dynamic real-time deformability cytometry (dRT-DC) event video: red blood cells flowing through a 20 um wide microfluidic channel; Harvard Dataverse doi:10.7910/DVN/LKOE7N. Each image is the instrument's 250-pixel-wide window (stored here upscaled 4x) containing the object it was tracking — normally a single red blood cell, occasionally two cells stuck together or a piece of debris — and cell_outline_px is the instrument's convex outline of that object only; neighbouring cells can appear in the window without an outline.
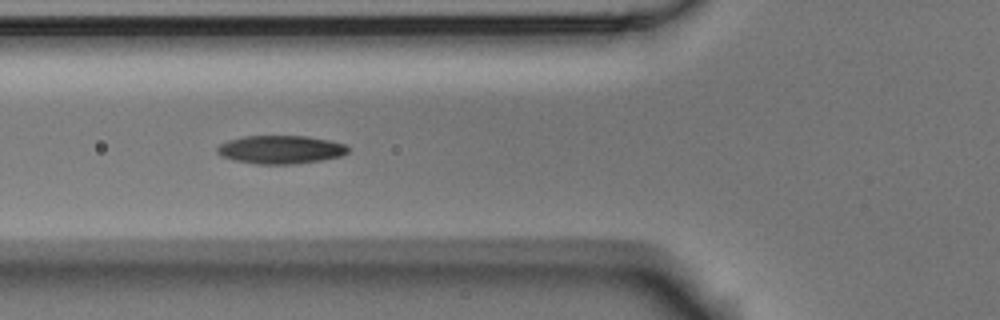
{"species": "Egyptian fruit bat (a non-hibernating species)", "species_latin": "Rousettus aegyptiacus", "temperature_condition": "room temperature", "stored_images_in_passage": 9, "camera_frame_rate_fps": 3000, "um_per_image_px": 0.085, "animal": {"sex": "male"}, "frame": {"image": 1, "passage_image": 6, "time_ms": 1.667, "image_size_px": [1000, 320], "cell_outline_px": [[348, 152], [340, 156], [320, 160], [292, 164], [256, 164], [232, 160], [220, 156], [216, 152], [216, 148], [220, 144], [228, 140], [244, 136], [308, 136], [332, 140], [344, 144], [348, 148]], "centroid_in_image_um": [23.81, 12.71], "position_along_channel_um": 102.0, "area_um2": 21.68}}
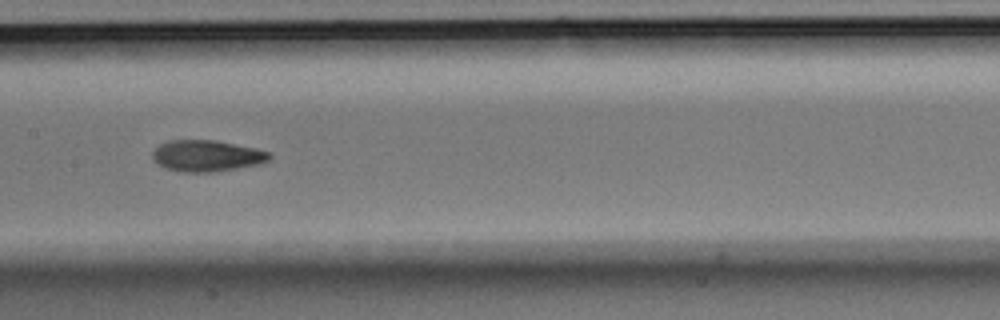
{"frame": {"image": 2, "passage_image": 8, "time_ms": 2.333, "image_size_px": [1000, 320], "cell_outline_px": [[272, 156], [268, 160], [260, 164], [212, 172], [180, 172], [164, 168], [156, 164], [152, 160], [152, 152], [160, 144], [168, 140], [216, 140], [256, 148], [268, 152]], "centroid_in_image_um": [17.53, 13.24], "position_along_channel_um": 189.9, "area_um2": 21.5}}
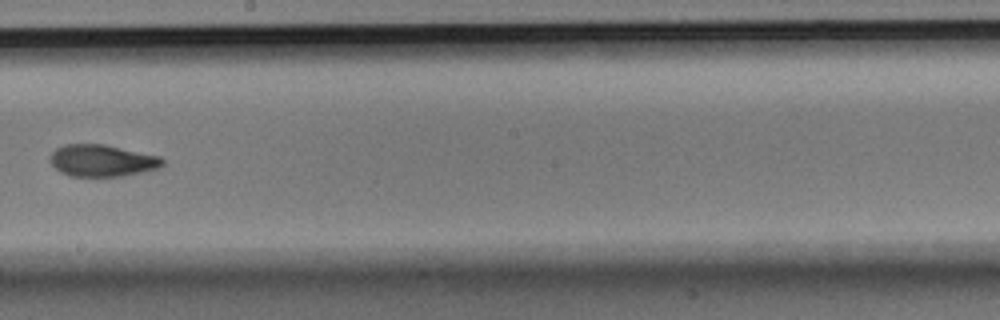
{"frame": {"image": 3, "passage_image": 9, "time_ms": 2.667, "image_size_px": [1000, 320], "cell_outline_px": [[164, 164], [160, 168], [144, 172], [124, 176], [68, 176], [60, 172], [52, 164], [48, 156], [56, 148], [64, 144], [104, 144], [160, 156], [164, 160]], "centroid_in_image_um": [8.68, 13.65], "position_along_channel_um": 239.5, "area_um2": 21.1}}